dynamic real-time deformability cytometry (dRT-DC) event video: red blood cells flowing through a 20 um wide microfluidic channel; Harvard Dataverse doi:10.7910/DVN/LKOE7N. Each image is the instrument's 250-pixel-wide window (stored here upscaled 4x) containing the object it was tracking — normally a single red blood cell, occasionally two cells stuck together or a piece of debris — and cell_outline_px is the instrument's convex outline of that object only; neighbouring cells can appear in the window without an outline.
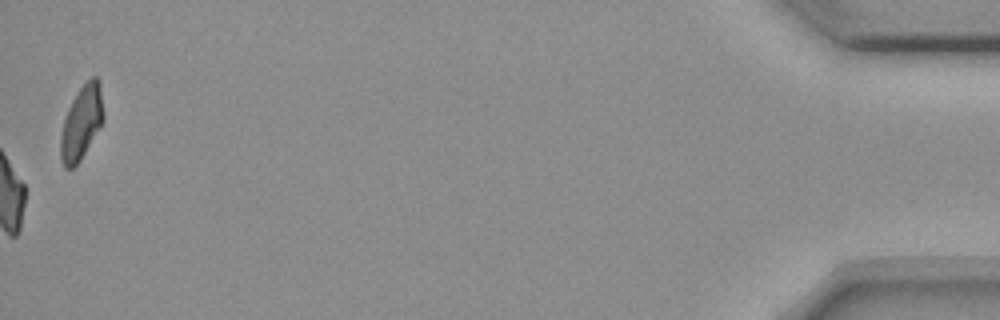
{"species": "common noctule bat (a hibernating species)", "species_latin": "Nyctalus noctula", "temperature_condition": "room temperature", "stored_images_in_passage": 46, "camera_frame_rate_fps": 3000, "um_per_image_px": 0.085, "animal": {"sex": "female", "body_mass_g": 18.4}, "frame": {"image": 1, "passage_image": 46, "time_ms": 15.0, "image_size_px": [1000, 320], "cell_outline_px": [[104, 120], [80, 160], [72, 168], [64, 168], [60, 160], [60, 136], [64, 120], [68, 108], [72, 100], [80, 88], [92, 76], [96, 76], [100, 80], [104, 112]], "centroid_in_image_um": [6.93, 10.41], "position_along_channel_um": 428.3, "area_um2": 18.44}, "authors_computed_cell_mechanics": {"area_um2": 21.4438, "velocity_mm_per_s": 3.6706, "shape_relaxation_time_tau1_ms": 9.9479, "shape_relaxation_time_tau2_ms": null, "deformation_change_tau1": 0.2041, "deformation_change_tau2": null}}